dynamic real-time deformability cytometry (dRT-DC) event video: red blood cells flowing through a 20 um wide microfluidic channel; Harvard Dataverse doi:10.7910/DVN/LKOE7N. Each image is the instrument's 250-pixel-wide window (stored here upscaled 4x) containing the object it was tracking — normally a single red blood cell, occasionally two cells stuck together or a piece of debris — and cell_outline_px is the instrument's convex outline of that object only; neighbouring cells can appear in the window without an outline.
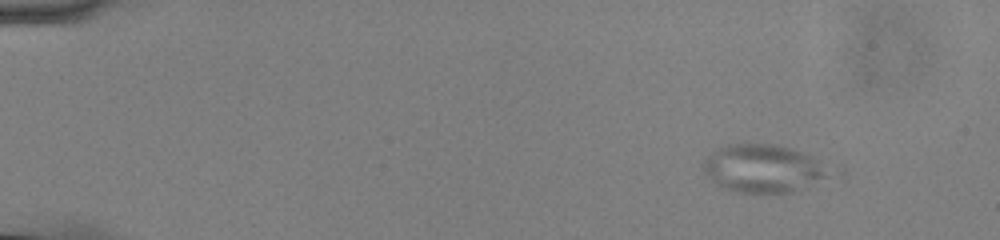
{"species": "common noctule bat (a hibernating species)", "species_latin": "Nyctalus noctula", "temperature_condition": "cold", "stored_images_in_passage": 51, "camera_frame_rate_fps": 3000, "um_per_image_px": 0.085, "animal": {"sex": "male", "body_mass_g": 13.0, "forearm_length_mm": 53.1}, "frame": {"image": 1, "passage_image": 2, "time_ms": 0.333, "image_size_px": [1000, 240], "cell_outline_px": [[824, 176], [792, 192], [736, 192], [720, 188], [704, 172], [704, 160], [712, 152], [728, 144], [776, 144], [812, 156], [824, 172]], "centroid_in_image_um": [64.69, 14.31], "position_along_channel_um": 20.3, "area_um2": 33.7}}
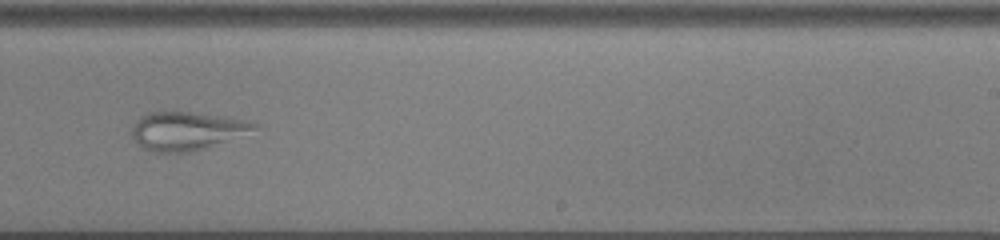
{"frame": {"image": 2, "passage_image": 32, "time_ms": 10.333, "image_size_px": [1000, 240], "cell_outline_px": [[256, 128], [208, 148], [192, 152], [148, 152], [132, 136], [132, 128], [136, 120], [140, 116], [148, 112], [196, 112], [228, 116], [248, 120], [256, 124]], "centroid_in_image_um": [15.84, 11.12], "position_along_channel_um": 273.2, "area_um2": 27.28}}
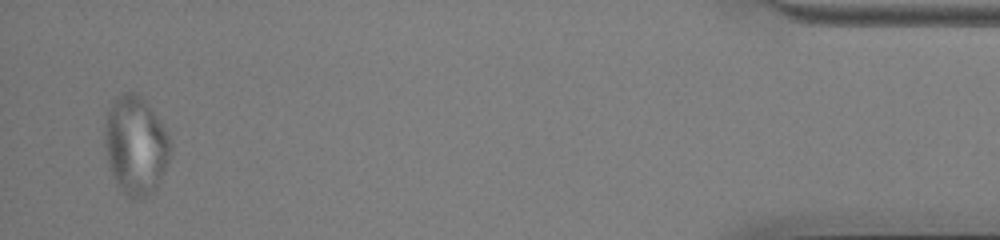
{"frame": {"image": 3, "passage_image": 50, "time_ms": 16.333, "image_size_px": [1000, 240], "cell_outline_px": [[172, 152], [156, 188], [144, 200], [132, 200], [116, 184], [108, 164], [104, 148], [104, 124], [108, 104], [116, 96], [124, 92], [132, 92], [144, 100], [152, 108], [164, 128], [168, 136], [172, 148]], "centroid_in_image_um": [11.5, 12.36], "position_along_channel_um": 423.7, "area_um2": 38.26}}